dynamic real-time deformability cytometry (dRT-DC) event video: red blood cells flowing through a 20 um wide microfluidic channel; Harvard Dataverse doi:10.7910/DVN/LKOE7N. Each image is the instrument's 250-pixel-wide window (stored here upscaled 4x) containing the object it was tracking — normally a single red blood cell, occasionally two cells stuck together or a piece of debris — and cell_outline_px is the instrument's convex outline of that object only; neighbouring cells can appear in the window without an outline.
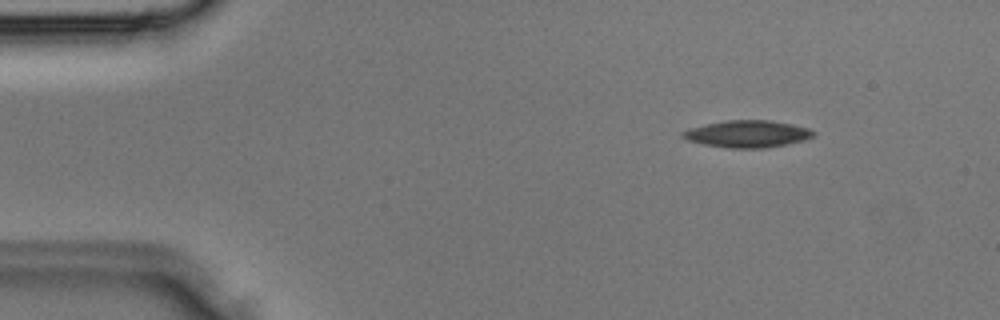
{"species": "Egyptian fruit bat (a non-hibernating species)", "species_latin": "Rousettus aegyptiacus", "temperature_condition": "room temperature", "stored_images_in_passage": 37, "camera_frame_rate_fps": 3000, "um_per_image_px": 0.085, "animal": {"sex": "male"}, "frame": {"image": 1, "passage_image": 5, "time_ms": 1.333, "image_size_px": [1000, 320], "cell_outline_px": [[816, 136], [804, 140], [788, 144], [764, 148], [728, 148], [704, 144], [688, 140], [680, 136], [680, 132], [688, 128], [728, 120], [772, 120], [792, 124], [808, 128], [816, 132]], "centroid_in_image_um": [63.55, 11.38], "position_along_channel_um": 21.4, "area_um2": 20.69}}
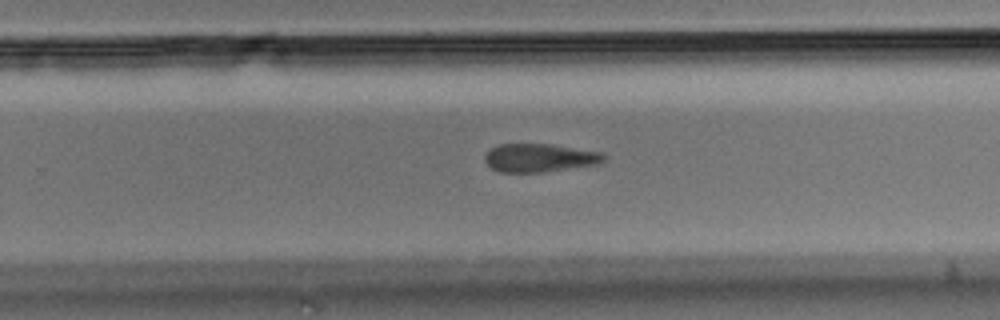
{"frame": {"image": 2, "passage_image": 23, "time_ms": 7.333, "image_size_px": [1000, 320], "cell_outline_px": [[604, 160], [596, 164], [544, 172], [500, 172], [492, 168], [484, 160], [484, 156], [492, 148], [500, 144], [552, 144], [604, 152]], "centroid_in_image_um": [45.87, 13.41], "position_along_channel_um": 283.9, "area_um2": 19.54}}
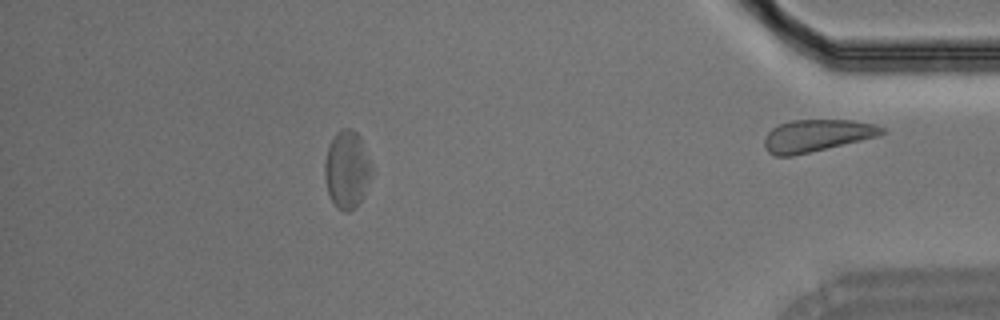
{"frame": {"image": 3, "passage_image": 32, "time_ms": 10.333, "image_size_px": [1000, 320], "cell_outline_px": [[372, 168], [360, 200], [356, 208], [348, 212], [344, 212], [336, 208], [328, 192], [324, 176], [324, 164], [328, 148], [336, 132], [344, 128], [352, 128], [360, 136]], "centroid_in_image_um": [29.46, 14.41], "position_along_channel_um": 405.7, "area_um2": 20.81}}